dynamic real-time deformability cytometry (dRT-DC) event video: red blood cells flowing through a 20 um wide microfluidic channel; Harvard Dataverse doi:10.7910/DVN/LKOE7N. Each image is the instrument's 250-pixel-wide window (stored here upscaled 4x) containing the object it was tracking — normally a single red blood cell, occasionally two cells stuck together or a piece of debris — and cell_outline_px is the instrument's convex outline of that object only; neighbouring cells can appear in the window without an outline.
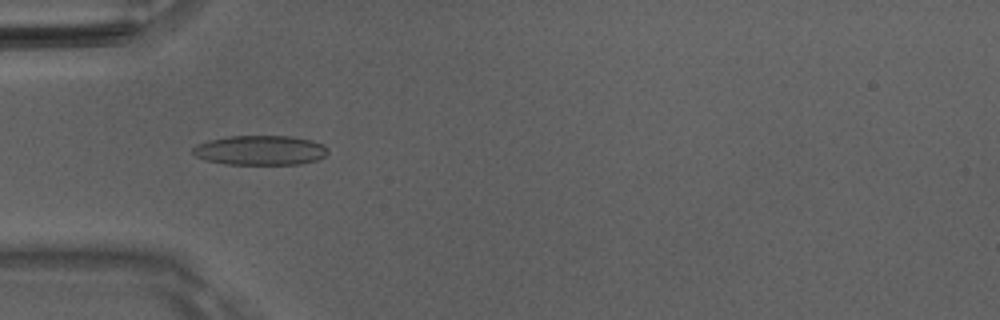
{"species": "Egyptian fruit bat (a non-hibernating species)", "species_latin": "Rousettus aegyptiacus", "temperature_condition": "room temperature", "stored_images_in_passage": 50, "camera_frame_rate_fps": 3000, "um_per_image_px": 0.085, "animal": {"sex": "male"}, "frame": {"image": 1, "passage_image": 16, "time_ms": 5.0, "image_size_px": [1000, 320], "cell_outline_px": [[328, 152], [324, 156], [316, 160], [300, 164], [224, 164], [208, 160], [196, 156], [192, 152], [192, 148], [196, 144], [208, 140], [228, 136], [292, 136], [312, 140], [324, 144], [328, 148]], "centroid_in_image_um": [22.13, 12.76], "position_along_channel_um": 62.9, "area_um2": 23.41}}
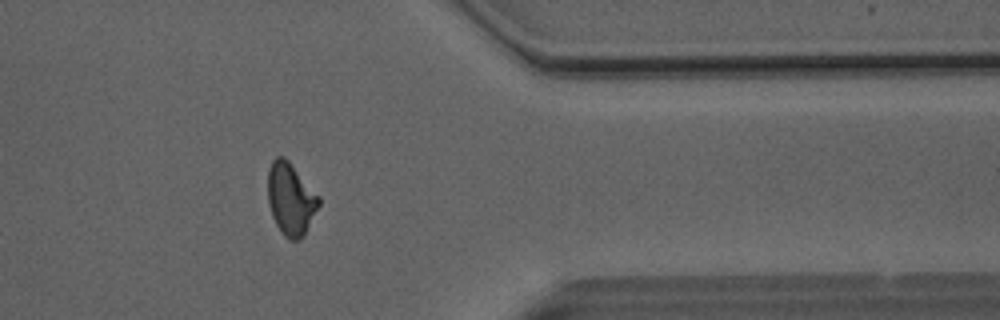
{"frame": {"image": 2, "passage_image": 41, "time_ms": 13.333, "image_size_px": [1000, 320], "cell_outline_px": [[320, 204], [304, 236], [300, 240], [288, 240], [280, 232], [272, 216], [268, 204], [268, 168], [272, 160], [276, 156], [284, 156], [288, 160], [320, 196]], "centroid_in_image_um": [24.71, 16.92], "position_along_channel_um": 386.7, "area_um2": 21.73}}
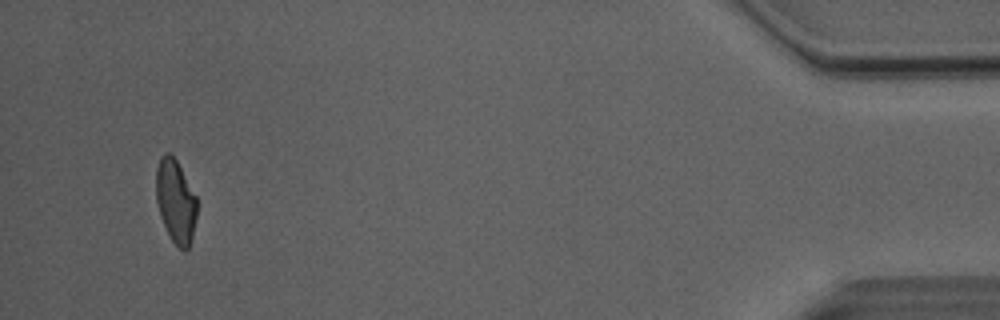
{"frame": {"image": 3, "passage_image": 48, "time_ms": 15.667, "image_size_px": [1000, 320], "cell_outline_px": [[196, 216], [192, 240], [188, 248], [184, 252], [172, 240], [160, 216], [156, 200], [156, 168], [160, 156], [164, 152], [168, 152], [176, 160], [196, 196]], "centroid_in_image_um": [14.92, 17.09], "position_along_channel_um": 420.3, "area_um2": 19.71}, "authors_computed_cell_mechanics": {"area_um2": 21.4438, "velocity_mm_per_s": 4.0901, "shape_relaxation_time_tau1_ms": null, "shape_relaxation_time_tau2_ms": 1.8341, "deformation_change_tau1": null, "deformation_change_tau2": 0.0911}}